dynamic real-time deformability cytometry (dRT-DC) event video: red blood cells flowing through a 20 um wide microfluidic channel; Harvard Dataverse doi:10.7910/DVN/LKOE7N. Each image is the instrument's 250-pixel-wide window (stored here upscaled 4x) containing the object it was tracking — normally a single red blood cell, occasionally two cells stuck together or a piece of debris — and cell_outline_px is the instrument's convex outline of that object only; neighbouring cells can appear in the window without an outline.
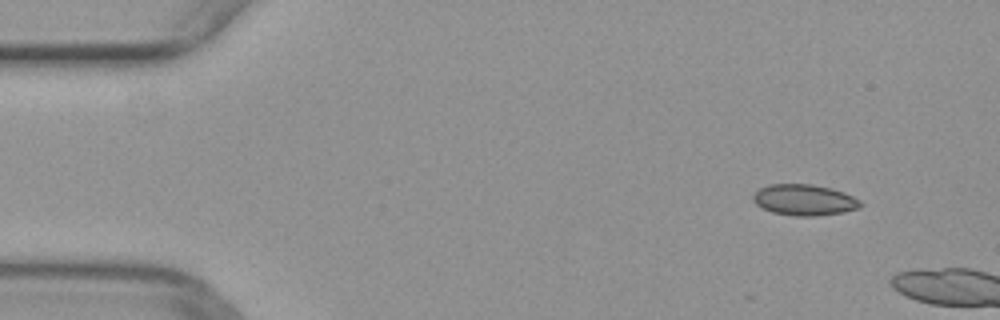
{"species": "common noctule bat (a hibernating species)", "species_latin": "Nyctalus noctula", "temperature_condition": "warm", "stored_images_in_passage": 6, "camera_frame_rate_fps": 3000, "um_per_image_px": 0.085, "animal": {"sex": "female", "body_mass_g": 29.2, "forearm_length_mm": 56.3}, "frame": {"image": 1, "passage_image": 1, "time_ms": 0.0, "image_size_px": [1000, 320], "cell_outline_px": [[864, 204], [856, 208], [844, 212], [816, 216], [796, 216], [772, 212], [760, 208], [752, 200], [752, 196], [760, 188], [768, 184], [812, 184], [832, 188], [844, 192], [860, 200]], "centroid_in_image_um": [68.35, 16.99], "position_along_channel_um": 16.7, "area_um2": 19.54}}